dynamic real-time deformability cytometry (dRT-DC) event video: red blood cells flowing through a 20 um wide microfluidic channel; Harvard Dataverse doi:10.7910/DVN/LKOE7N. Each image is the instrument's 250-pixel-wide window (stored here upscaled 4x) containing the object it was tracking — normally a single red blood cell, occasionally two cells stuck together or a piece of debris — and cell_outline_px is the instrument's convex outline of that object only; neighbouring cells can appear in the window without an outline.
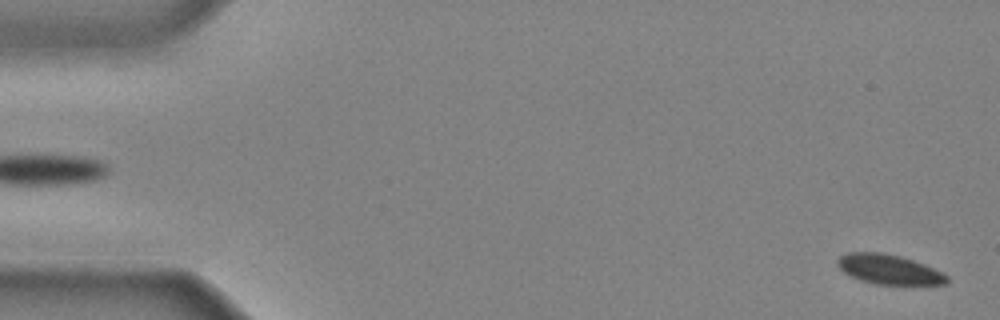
{"species": "common noctule bat (a hibernating species)", "species_latin": "Nyctalus noctula", "temperature_condition": "cold", "stored_images_in_passage": 43, "camera_frame_rate_fps": 3000, "um_per_image_px": 0.085, "animal": {"sex": "male", "body_mass_g": 20.4}, "frame": {"image": 1, "passage_image": 1, "time_ms": 0.0, "image_size_px": [1000, 320], "cell_outline_px": [[952, 280], [948, 284], [876, 284], [860, 280], [844, 272], [836, 264], [836, 260], [840, 256], [848, 252], [880, 252], [900, 256], [924, 264], [948, 276]], "centroid_in_image_um": [75.56, 22.89], "position_along_channel_um": 9.4, "area_um2": 18.84}}
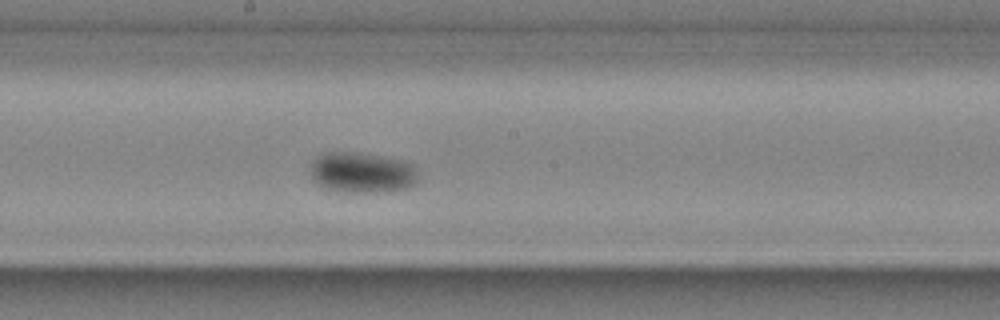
{"frame": {"image": 2, "passage_image": 24, "time_ms": 7.667, "image_size_px": [1000, 320], "cell_outline_px": [[420, 180], [416, 184], [408, 188], [388, 192], [352, 192], [324, 188], [312, 180], [308, 168], [312, 160], [316, 156], [324, 152], [356, 152], [404, 160], [412, 164]], "centroid_in_image_um": [30.75, 14.67], "position_along_channel_um": 217.4, "area_um2": 26.07}}
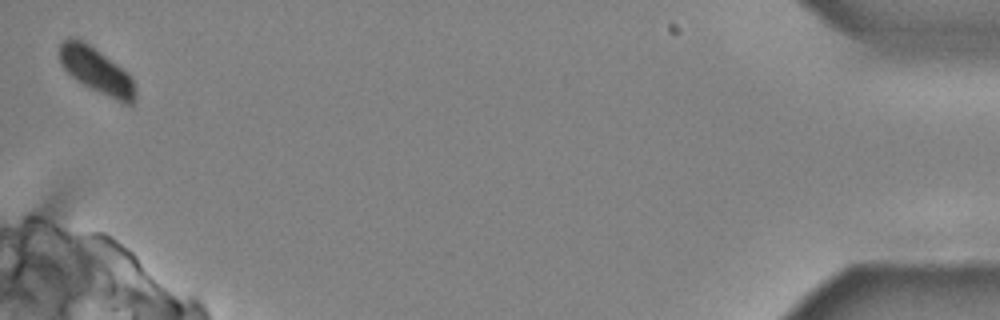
{"frame": {"image": 3, "passage_image": 43, "time_ms": 14.0, "image_size_px": [1000, 320], "cell_outline_px": [[136, 100], [132, 104], [124, 104], [84, 84], [72, 76], [60, 64], [60, 44], [68, 36], [84, 40], [128, 72], [132, 76], [136, 88]], "centroid_in_image_um": [8.24, 5.99], "position_along_channel_um": 427.0, "area_um2": 20.11}}